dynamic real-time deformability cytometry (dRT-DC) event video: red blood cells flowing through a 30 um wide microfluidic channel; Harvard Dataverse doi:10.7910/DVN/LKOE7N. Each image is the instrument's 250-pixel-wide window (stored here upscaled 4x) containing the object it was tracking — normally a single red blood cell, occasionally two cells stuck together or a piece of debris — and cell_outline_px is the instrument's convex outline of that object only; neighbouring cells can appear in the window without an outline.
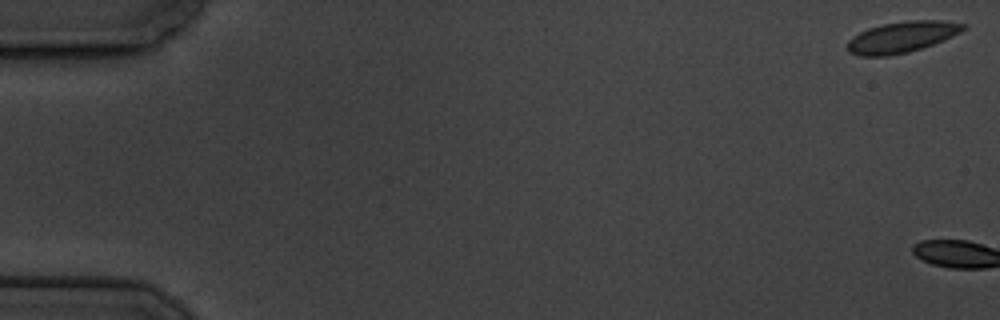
{"species": "common noctule bat (a hibernating species)", "species_latin": "Nyctalus noctula", "temperature_condition": "cold", "stored_images_in_passage": 9, "camera_frame_rate_fps": 3000, "um_per_image_px": 0.085, "animal": {"sex": "male", "body_mass_g": 19.5, "forearm_length_mm": 54.6}, "frame": {"image": 1, "passage_image": 1, "time_ms": 0.0, "image_size_px": [1000, 320], "cell_outline_px": [[968, 28], [944, 40], [908, 52], [888, 56], [860, 56], [848, 52], [848, 40], [852, 36], [868, 28], [884, 24], [908, 20], [944, 20], [968, 24]], "centroid_in_image_um": [76.68, 3.14], "position_along_channel_um": 8.3, "area_um2": 21.04}}
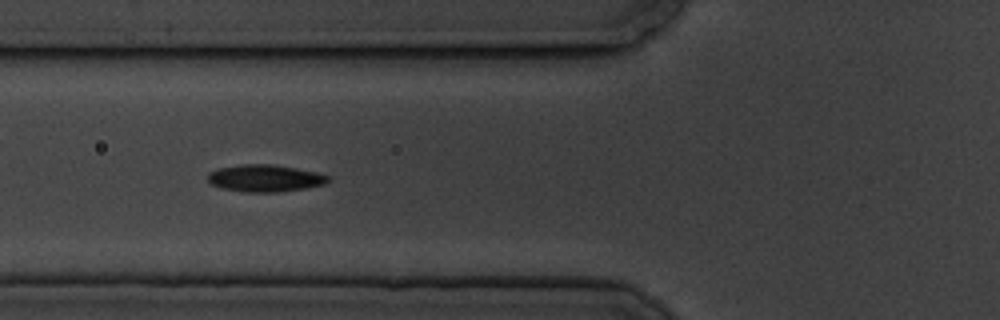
{"frame": {"image": 2, "passage_image": 8, "time_ms": 8.0, "image_size_px": [1000, 320], "cell_outline_px": [[332, 180], [324, 184], [308, 188], [280, 192], [244, 192], [224, 188], [212, 184], [208, 180], [208, 172], [216, 168], [240, 164], [272, 164], [320, 172], [332, 176]], "centroid_in_image_um": [22.59, 15.14], "position_along_channel_um": 103.2, "area_um2": 19.36}}
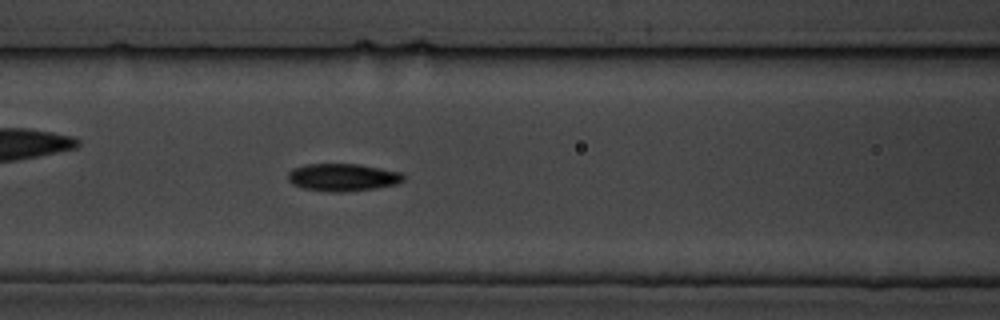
{"frame": {"image": 3, "passage_image": 9, "time_ms": 9.0, "image_size_px": [1000, 320], "cell_outline_px": [[404, 180], [396, 184], [376, 188], [344, 192], [328, 192], [304, 188], [292, 184], [288, 180], [288, 172], [292, 168], [304, 164], [360, 164], [400, 172], [404, 176]], "centroid_in_image_um": [29.1, 15.07], "position_along_channel_um": 137.5, "area_um2": 18.61}}